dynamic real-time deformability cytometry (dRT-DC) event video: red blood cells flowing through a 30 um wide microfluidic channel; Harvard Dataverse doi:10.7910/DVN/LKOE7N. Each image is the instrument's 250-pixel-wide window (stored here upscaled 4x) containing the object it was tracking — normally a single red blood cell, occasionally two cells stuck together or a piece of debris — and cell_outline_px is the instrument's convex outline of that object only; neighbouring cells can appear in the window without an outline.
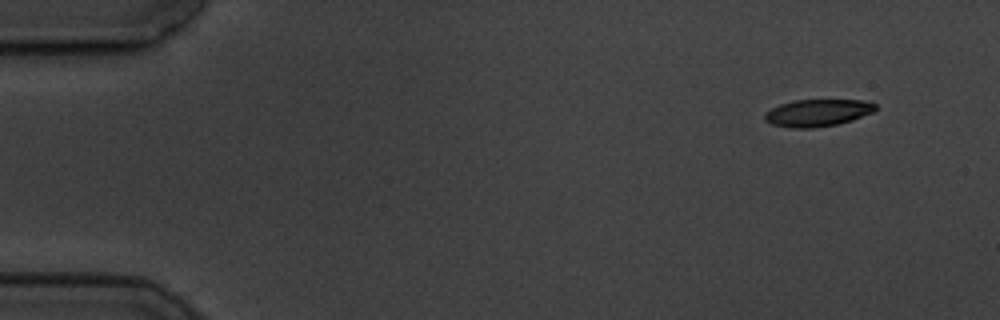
{"species": "common noctule bat (a hibernating species)", "species_latin": "Nyctalus noctula", "temperature_condition": "cold", "stored_images_in_passage": 10, "camera_frame_rate_fps": 3000, "um_per_image_px": 0.085, "animal": {"sex": "male", "body_mass_g": 19.5, "forearm_length_mm": 54.6}, "frame": {"image": 1, "passage_image": 1, "time_ms": 0.0, "image_size_px": [1000, 320], "cell_outline_px": [[876, 108], [872, 112], [852, 120], [836, 124], [812, 128], [792, 128], [772, 124], [764, 120], [764, 112], [780, 104], [792, 100], [864, 100], [876, 104]], "centroid_in_image_um": [69.46, 9.58], "position_along_channel_um": 15.5, "area_um2": 17.46}}
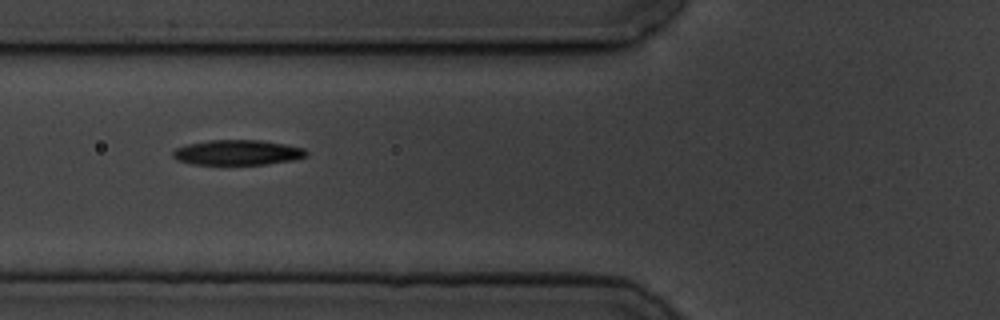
{"frame": {"image": 2, "passage_image": 6, "time_ms": 5.667, "image_size_px": [1000, 320], "cell_outline_px": [[308, 156], [292, 160], [268, 164], [192, 164], [176, 160], [172, 156], [172, 152], [176, 148], [188, 144], [208, 140], [260, 140], [284, 144], [304, 148], [308, 152]], "centroid_in_image_um": [20.19, 12.96], "position_along_channel_um": 105.6, "area_um2": 19.54}}
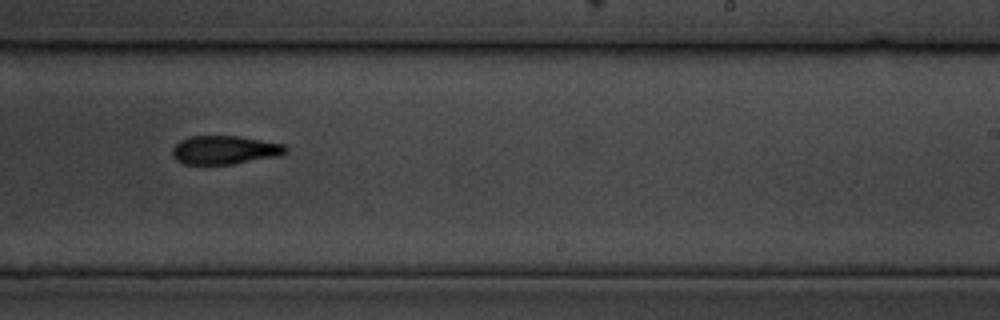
{"frame": {"image": 3, "passage_image": 10, "time_ms": 10.333, "image_size_px": [1000, 320], "cell_outline_px": [[288, 152], [280, 156], [232, 164], [184, 164], [176, 160], [172, 156], [172, 148], [180, 140], [188, 136], [236, 136], [284, 144], [288, 148]], "centroid_in_image_um": [19.1, 12.75], "position_along_channel_um": 269.9, "area_um2": 18.96}}